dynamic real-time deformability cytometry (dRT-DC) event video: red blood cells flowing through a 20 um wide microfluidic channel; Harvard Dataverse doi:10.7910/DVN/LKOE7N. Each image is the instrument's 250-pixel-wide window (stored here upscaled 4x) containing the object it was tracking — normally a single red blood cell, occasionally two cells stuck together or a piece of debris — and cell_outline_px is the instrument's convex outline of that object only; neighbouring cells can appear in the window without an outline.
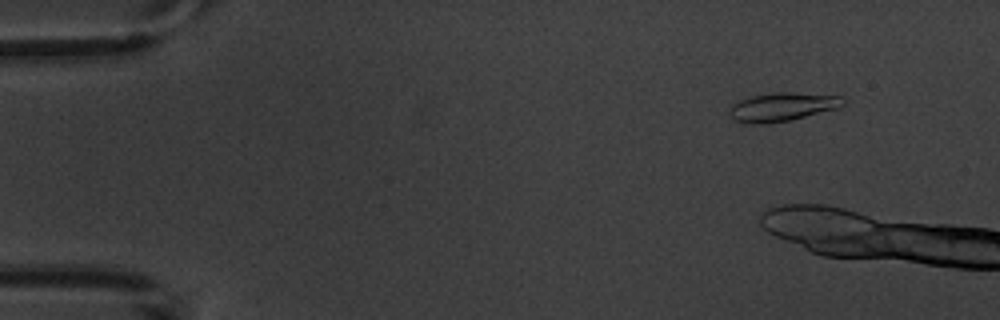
{"species": "common noctule bat (a hibernating species)", "species_latin": "Nyctalus noctula", "temperature_condition": "warm", "stored_images_in_passage": 4, "camera_frame_rate_fps": 3000, "um_per_image_px": 0.085, "animal": {"sex": "male", "body_mass_g": 20.1, "forearm_length_mm": 53.5}, "frame": {"image": 1, "passage_image": 1, "time_ms": 0.0, "image_size_px": [1000, 320], "cell_outline_px": [[844, 104], [836, 108], [788, 120], [768, 124], [748, 124], [736, 120], [728, 112], [732, 104], [736, 100], [752, 96], [772, 92], [792, 92], [840, 96]], "centroid_in_image_um": [66.4, 9.08], "position_along_channel_um": 18.6, "area_um2": 18.73}}